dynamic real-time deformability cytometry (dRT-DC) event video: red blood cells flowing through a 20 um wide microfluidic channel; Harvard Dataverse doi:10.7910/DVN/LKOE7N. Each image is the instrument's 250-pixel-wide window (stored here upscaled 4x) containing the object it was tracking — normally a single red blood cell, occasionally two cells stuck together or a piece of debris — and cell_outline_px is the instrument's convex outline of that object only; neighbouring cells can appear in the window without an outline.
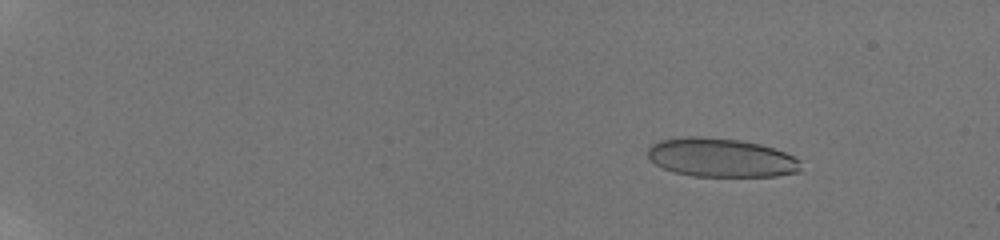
{"species": "human", "species_latin": "Homo sapiens", "temperature_condition": "room temperature", "stored_images_in_passage": 43, "camera_frame_rate_fps": 3000, "um_per_image_px": 0.085, "donor": {"sex": "male"}, "frame": {"image": 1, "passage_image": 11, "time_ms": 2.667, "image_size_px": [1000, 240], "cell_outline_px": [[804, 172], [776, 176], [692, 176], [672, 172], [656, 164], [648, 156], [648, 148], [652, 144], [660, 140], [688, 136], [700, 136], [740, 140], [760, 144], [784, 152], [800, 160]], "centroid_in_image_um": [61.32, 13.41], "position_along_channel_um": 23.7, "area_um2": 34.8}}
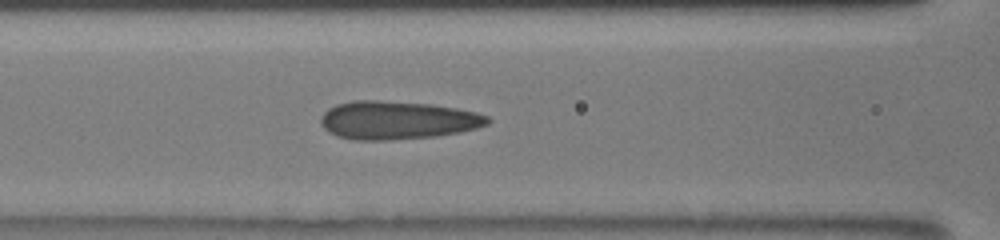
{"frame": {"image": 2, "passage_image": 29, "time_ms": 9.333, "image_size_px": [1000, 240], "cell_outline_px": [[492, 120], [488, 124], [476, 128], [460, 132], [436, 136], [392, 140], [352, 140], [336, 136], [328, 132], [320, 124], [320, 116], [328, 108], [336, 104], [356, 100], [376, 100], [432, 104], [456, 108], [476, 112], [488, 116]], "centroid_in_image_um": [33.75, 10.22], "position_along_channel_um": 132.8, "area_um2": 37.51}}
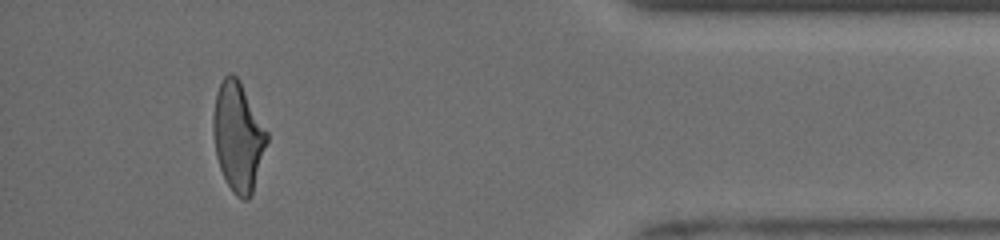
{"frame": {"image": 3, "passage_image": 41, "time_ms": 17.333, "image_size_px": [1000, 240], "cell_outline_px": [[268, 140], [252, 192], [248, 200], [244, 200], [236, 196], [232, 192], [220, 168], [216, 156], [212, 128], [212, 116], [216, 92], [224, 76], [228, 72], [232, 72], [240, 80], [268, 132]], "centroid_in_image_um": [20.22, 11.58], "position_along_channel_um": 415.0, "area_um2": 34.16}, "authors_computed_cell_mechanics": {"area_um2": 35.4314, "velocity_mm_per_s": 3.9632, "shape_relaxation_time_tau1_ms": null, "shape_relaxation_time_tau2_ms": 0.8231, "deformation_change_tau1": null, "deformation_change_tau2": 0.0774}}